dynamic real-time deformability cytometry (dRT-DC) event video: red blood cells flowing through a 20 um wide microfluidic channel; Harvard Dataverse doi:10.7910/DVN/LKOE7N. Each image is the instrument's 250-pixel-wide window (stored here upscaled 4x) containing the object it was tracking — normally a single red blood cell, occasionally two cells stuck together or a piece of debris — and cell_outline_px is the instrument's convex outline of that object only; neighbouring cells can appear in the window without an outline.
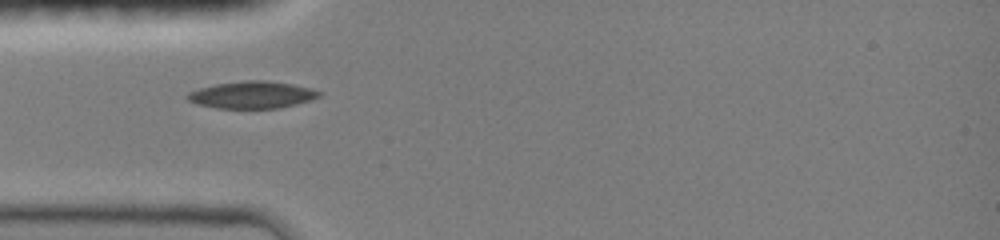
{"species": "common noctule bat (a hibernating species)", "species_latin": "Nyctalus noctula", "temperature_condition": "room temperature", "stored_images_in_passage": 33, "camera_frame_rate_fps": 3000, "um_per_image_px": 0.085, "animal": {"sex": "female", "body_mass_g": 19.0, "forearm_length_mm": 51.5}, "frame": {"image": 1, "passage_image": 1, "time_ms": 0.0, "image_size_px": [1000, 240], "cell_outline_px": [[324, 92], [320, 96], [296, 104], [280, 108], [216, 108], [196, 104], [188, 100], [184, 96], [188, 92], [200, 88], [216, 84], [244, 80], [268, 80], [292, 84]], "centroid_in_image_um": [21.39, 8.06], "position_along_channel_um": 63.6, "area_um2": 20.81}}
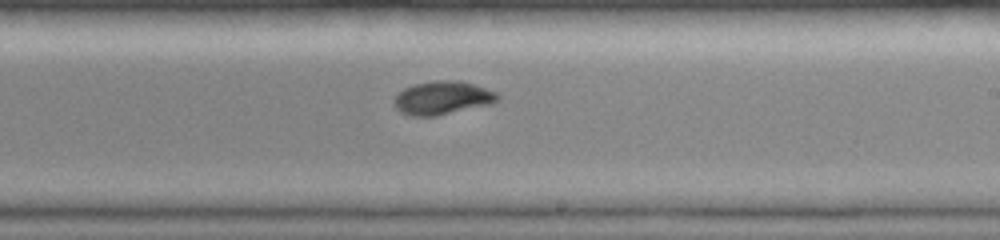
{"frame": {"image": 2, "passage_image": 15, "time_ms": 4.667, "image_size_px": [1000, 240], "cell_outline_px": [[500, 100], [492, 104], [436, 116], [412, 116], [400, 112], [396, 108], [396, 96], [404, 88], [416, 84], [436, 80], [460, 80], [496, 92], [500, 96]], "centroid_in_image_um": [37.66, 8.32], "position_along_channel_um": 251.3, "area_um2": 20.0}}
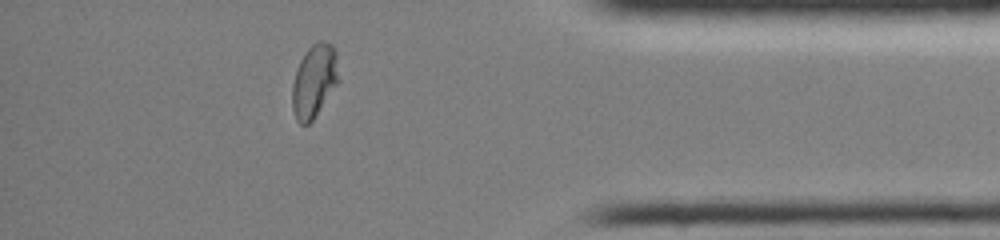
{"frame": {"image": 3, "passage_image": 28, "time_ms": 9.0, "image_size_px": [1000, 240], "cell_outline_px": [[340, 80], [312, 120], [308, 124], [300, 124], [296, 120], [292, 108], [292, 84], [300, 60], [304, 52], [312, 44], [320, 40], [324, 40], [332, 44], [336, 52]], "centroid_in_image_um": [26.72, 6.85], "position_along_channel_um": 408.5, "area_um2": 19.88}, "authors_computed_cell_mechanics": {"area_um2": 19.8832, "velocity_mm_per_s": 4.0395, "shape_relaxation_time_tau1_ms": 6.0265, "shape_relaxation_time_tau2_ms": 2.6548, "deformation_change_tau1": 0.2002, "deformation_change_tau2": 0.0626}}